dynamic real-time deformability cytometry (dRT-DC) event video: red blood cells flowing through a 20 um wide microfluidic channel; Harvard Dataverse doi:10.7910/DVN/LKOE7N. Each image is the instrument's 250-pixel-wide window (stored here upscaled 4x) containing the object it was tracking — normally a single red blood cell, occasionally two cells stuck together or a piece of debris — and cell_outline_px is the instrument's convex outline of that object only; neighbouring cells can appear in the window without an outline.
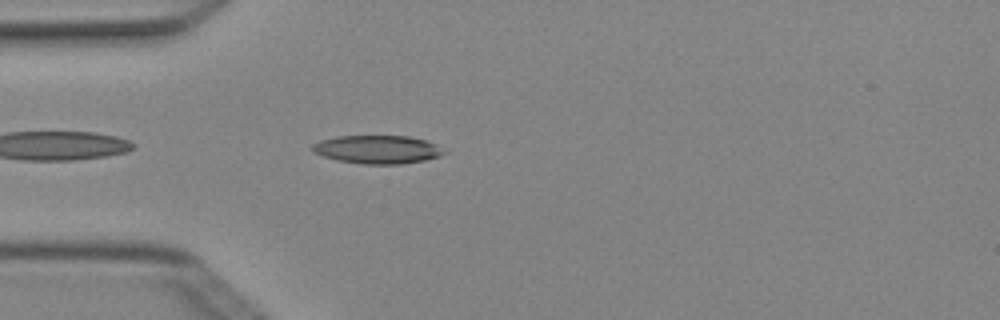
{"species": "Egyptian fruit bat (a non-hibernating species)", "species_latin": "Rousettus aegyptiacus", "temperature_condition": "cold", "stored_images_in_passage": 4, "camera_frame_rate_fps": 3000, "um_per_image_px": 0.085, "animal": {"sex": "female"}, "frame": {"image": 1, "passage_image": 4, "time_ms": 1.0, "image_size_px": [1000, 320], "cell_outline_px": [[448, 152], [440, 156], [424, 160], [400, 164], [364, 164], [336, 160], [312, 152], [312, 144], [320, 140], [336, 136], [408, 136], [424, 140], [436, 144]], "centroid_in_image_um": [32.08, 12.7], "position_along_channel_um": 52.9, "area_um2": 21.73}}